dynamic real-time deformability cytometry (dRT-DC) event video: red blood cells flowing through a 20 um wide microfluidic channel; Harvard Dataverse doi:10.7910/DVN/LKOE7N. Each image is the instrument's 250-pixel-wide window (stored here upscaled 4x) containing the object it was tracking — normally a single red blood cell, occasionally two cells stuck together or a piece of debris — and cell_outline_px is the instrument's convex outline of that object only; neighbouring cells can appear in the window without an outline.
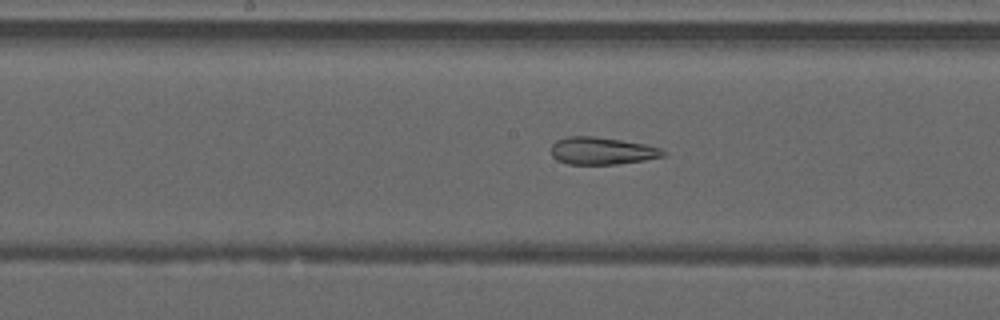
{"species": "common noctule bat (a hibernating species)", "species_latin": "Nyctalus noctula", "temperature_condition": "warm", "stored_images_in_passage": 48, "camera_frame_rate_fps": 3000, "um_per_image_px": 0.085, "animal": {"sex": "male", "forearm_length_mm": 52.5}, "frame": {"image": 1, "passage_image": 25, "time_ms": 8.0, "image_size_px": [1000, 320], "cell_outline_px": [[664, 156], [644, 160], [616, 164], [568, 164], [556, 160], [552, 156], [552, 144], [556, 140], [568, 136], [592, 136], [648, 144], [660, 148], [664, 152]], "centroid_in_image_um": [51.14, 12.82], "position_along_channel_um": 197.1, "area_um2": 17.8}}
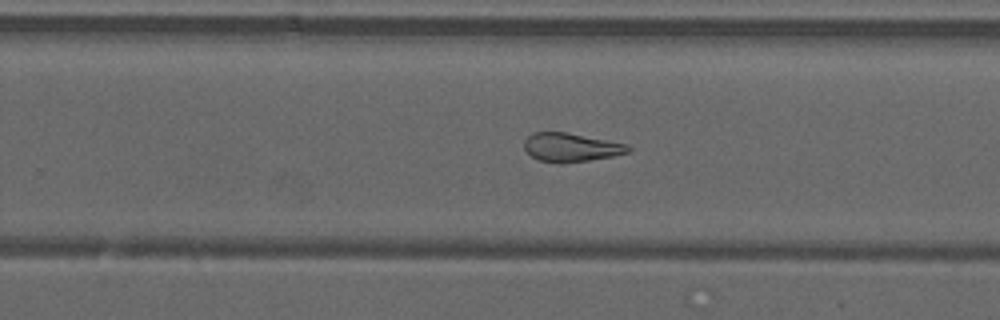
{"frame": {"image": 2, "passage_image": 31, "time_ms": 10.0, "image_size_px": [1000, 320], "cell_outline_px": [[632, 148], [628, 152], [612, 156], [588, 160], [560, 164], [540, 160], [532, 156], [524, 148], [524, 140], [532, 132], [564, 132], [628, 144]], "centroid_in_image_um": [48.51, 12.53], "position_along_channel_um": 281.3, "area_um2": 17.22}}
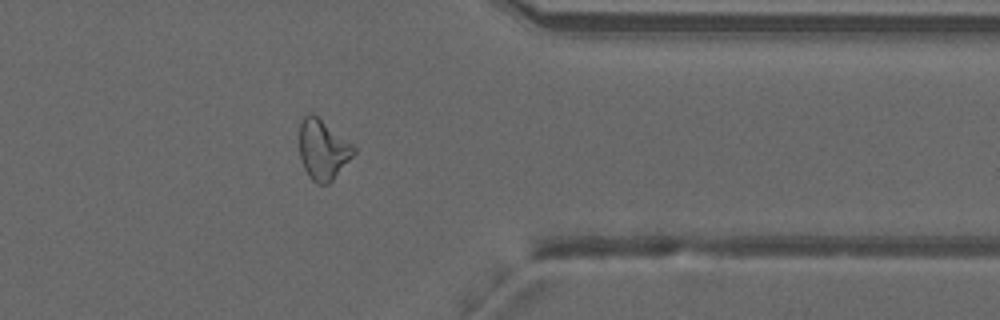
{"frame": {"image": 3, "passage_image": 39, "time_ms": 12.667, "image_size_px": [1000, 320], "cell_outline_px": [[356, 152], [332, 180], [328, 184], [316, 184], [308, 176], [300, 160], [300, 120], [308, 112], [312, 112], [352, 144], [356, 148]], "centroid_in_image_um": [27.42, 12.71], "position_along_channel_um": 384.0, "area_um2": 18.96}, "authors_computed_cell_mechanics": {"area_um2": 22.0796, "velocity_mm_per_s": 4.2372, "shape_relaxation_time_tau1_ms": null, "shape_relaxation_time_tau2_ms": 2.2353, "deformation_change_tau1": null, "deformation_change_tau2": 0.1124}}